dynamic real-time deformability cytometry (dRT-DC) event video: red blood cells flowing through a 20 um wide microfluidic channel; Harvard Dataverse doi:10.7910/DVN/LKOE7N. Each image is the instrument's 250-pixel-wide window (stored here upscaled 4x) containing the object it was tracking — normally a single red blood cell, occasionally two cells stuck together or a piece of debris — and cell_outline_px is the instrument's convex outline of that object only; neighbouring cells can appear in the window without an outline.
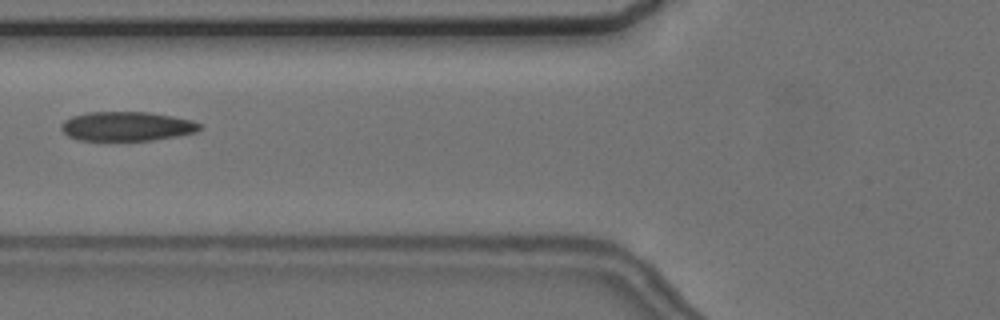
{"species": "common noctule bat (a hibernating species)", "species_latin": "Nyctalus noctula", "temperature_condition": "cold", "stored_images_in_passage": 3, "camera_frame_rate_fps": 3000, "um_per_image_px": 0.085, "animal": {"sex": "female", "body_mass_g": 24.6, "forearm_length_mm": 56.2}, "frame": {"image": 1, "passage_image": 3, "time_ms": 3.667, "image_size_px": [1000, 320], "cell_outline_px": [[204, 128], [196, 132], [176, 136], [152, 140], [76, 140], [68, 136], [60, 128], [60, 124], [64, 120], [72, 116], [88, 112], [148, 112], [172, 116], [192, 120], [204, 124]], "centroid_in_image_um": [10.8, 10.73], "position_along_channel_um": 115.0, "area_um2": 23.81}}